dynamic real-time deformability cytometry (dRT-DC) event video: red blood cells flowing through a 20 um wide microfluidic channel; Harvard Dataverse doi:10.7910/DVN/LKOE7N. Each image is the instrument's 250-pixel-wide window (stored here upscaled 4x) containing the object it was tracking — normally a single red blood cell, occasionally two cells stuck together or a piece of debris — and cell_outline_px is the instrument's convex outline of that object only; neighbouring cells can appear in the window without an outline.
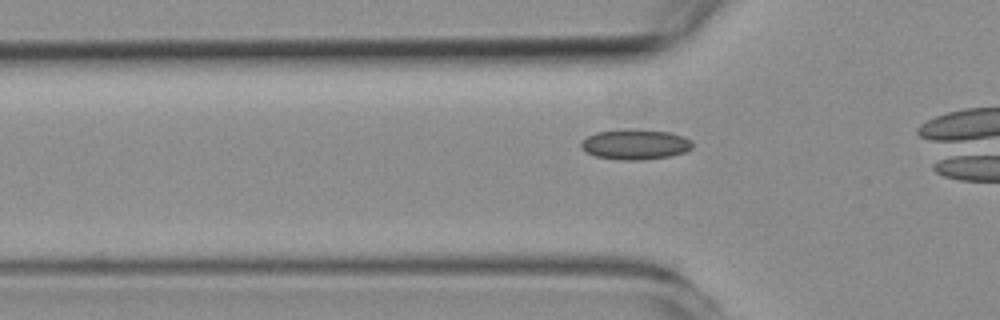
{"species": "common noctule bat (a hibernating species)", "species_latin": "Nyctalus noctula", "temperature_condition": "room temperature", "stored_images_in_passage": 31, "camera_frame_rate_fps": 3000, "um_per_image_px": 0.085, "animal": {"sex": "female", "body_mass_g": 19.3, "forearm_length_mm": 54.1}, "frame": {"image": 1, "passage_image": 4, "time_ms": 1.0, "image_size_px": [1000, 320], "cell_outline_px": [[692, 148], [684, 152], [668, 156], [640, 160], [620, 160], [596, 156], [580, 148], [580, 144], [588, 136], [596, 132], [668, 132], [684, 136], [692, 140]], "centroid_in_image_um": [54.02, 12.33], "position_along_channel_um": 71.8, "area_um2": 18.55}}
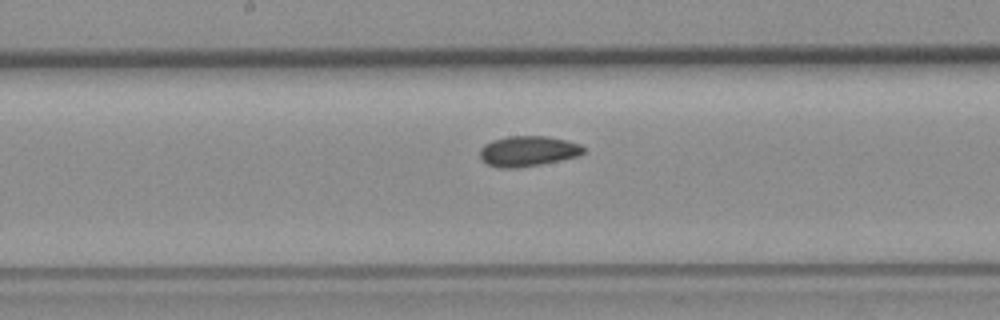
{"frame": {"image": 2, "passage_image": 15, "time_ms": 4.667, "image_size_px": [1000, 320], "cell_outline_px": [[584, 152], [576, 156], [560, 160], [540, 164], [516, 168], [500, 168], [488, 164], [480, 160], [480, 148], [484, 144], [492, 140], [508, 136], [548, 136], [580, 144], [584, 148]], "centroid_in_image_um": [44.82, 12.84], "position_along_channel_um": 203.4, "area_um2": 18.26}}
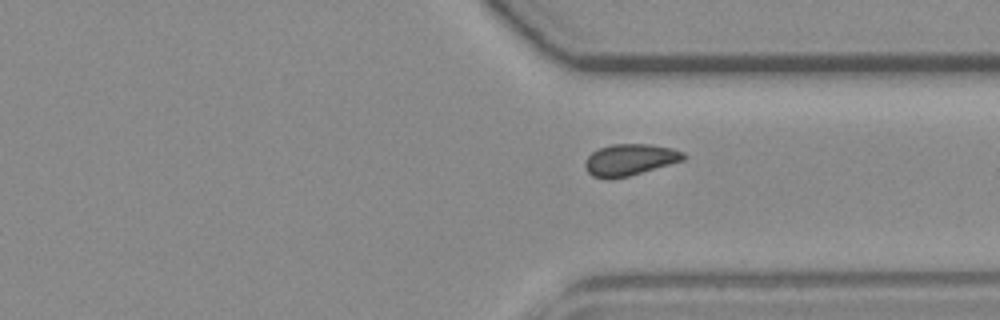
{"frame": {"image": 3, "passage_image": 28, "time_ms": 9.0, "image_size_px": [1000, 320], "cell_outline_px": [[688, 156], [684, 160], [628, 176], [612, 180], [604, 180], [592, 176], [584, 168], [584, 164], [588, 156], [592, 152], [600, 148], [612, 144], [652, 144], [672, 148], [684, 152]], "centroid_in_image_um": [53.52, 13.59], "position_along_channel_um": 357.9, "area_um2": 18.32}}